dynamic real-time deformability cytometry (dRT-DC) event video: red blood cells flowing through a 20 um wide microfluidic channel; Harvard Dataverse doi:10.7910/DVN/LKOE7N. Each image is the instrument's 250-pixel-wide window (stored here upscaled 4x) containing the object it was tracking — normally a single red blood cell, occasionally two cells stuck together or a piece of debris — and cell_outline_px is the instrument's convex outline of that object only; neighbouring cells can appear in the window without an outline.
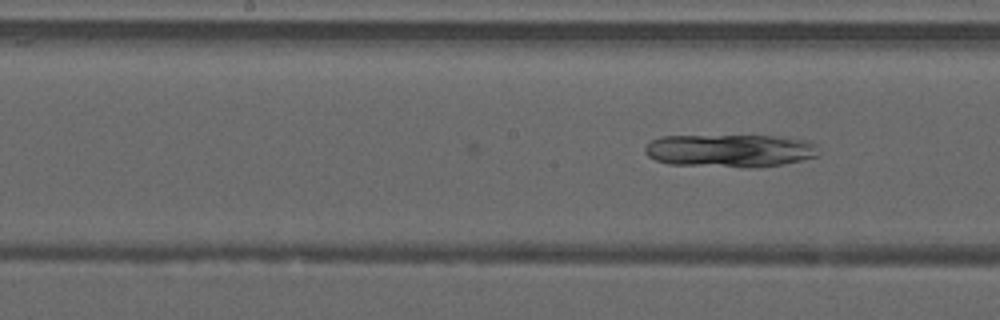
{"species": "common noctule bat (a hibernating species)", "species_latin": "Nyctalus noctula", "temperature_condition": "warm", "stored_images_in_passage": 16, "camera_frame_rate_fps": 3000, "um_per_image_px": 0.085, "animal": {"sex": "male", "forearm_length_mm": 52.5}, "frame": {"image": 1, "passage_image": 16, "time_ms": 5.0, "image_size_px": [1000, 320], "cell_outline_px": [[820, 152], [816, 156], [800, 160], [780, 164], [752, 168], [748, 168], [668, 164], [656, 160], [648, 156], [644, 152], [644, 148], [652, 140], [660, 136], [776, 136], [808, 140], [816, 144]], "centroid_in_image_um": [62.04, 12.81], "position_along_channel_um": 186.2, "area_um2": 33.47}}